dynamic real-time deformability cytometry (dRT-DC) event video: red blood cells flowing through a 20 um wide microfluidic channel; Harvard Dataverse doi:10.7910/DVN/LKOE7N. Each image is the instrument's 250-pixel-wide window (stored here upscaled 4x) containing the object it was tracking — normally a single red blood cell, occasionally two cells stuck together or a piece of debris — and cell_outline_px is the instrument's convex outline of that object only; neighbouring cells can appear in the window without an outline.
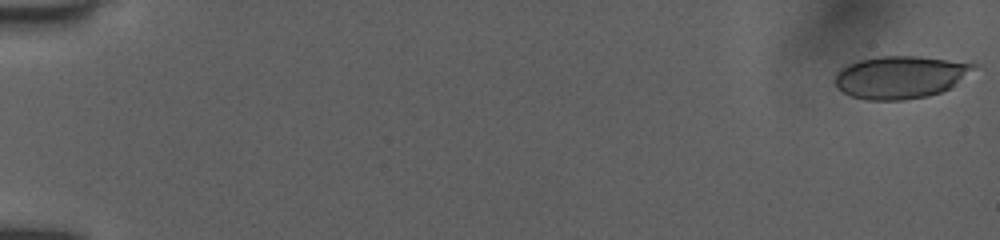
{"species": "human", "species_latin": "Homo sapiens", "temperature_condition": "room temperature", "stored_images_in_passage": 11, "camera_frame_rate_fps": 3000, "um_per_image_px": 0.085, "donor": {"sex": "female"}, "frame": {"image": 1, "passage_image": 1, "time_ms": 0.0, "image_size_px": [1000, 240], "cell_outline_px": [[972, 64], [948, 88], [940, 92], [928, 96], [904, 100], [868, 100], [852, 96], [844, 92], [836, 84], [836, 76], [840, 68], [848, 64], [860, 60], [880, 56], [916, 56]], "centroid_in_image_um": [76.35, 6.57], "position_along_channel_um": 8.6, "area_um2": 32.89}}
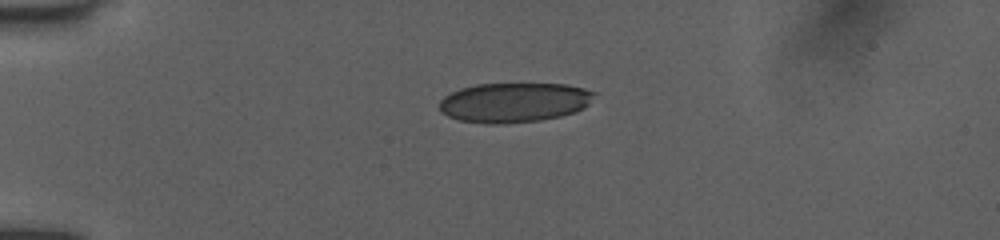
{"frame": {"image": 2, "passage_image": 7, "time_ms": 4.333, "image_size_px": [1000, 240], "cell_outline_px": [[596, 92], [588, 104], [584, 108], [560, 116], [540, 120], [500, 124], [484, 124], [460, 120], [448, 116], [440, 112], [440, 100], [444, 96], [460, 88], [476, 84], [568, 84], [584, 88]], "centroid_in_image_um": [43.68, 8.71], "position_along_channel_um": 41.3, "area_um2": 35.78}}
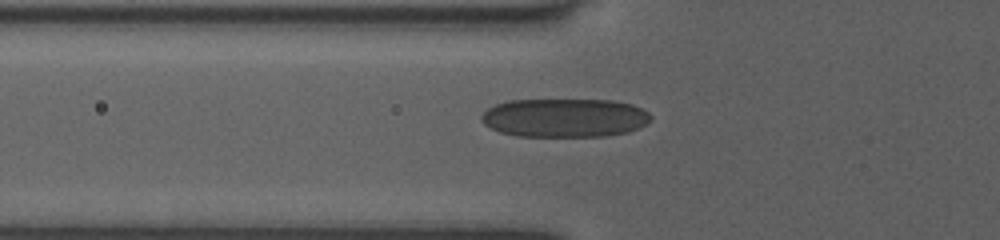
{"frame": {"image": 3, "passage_image": 10, "time_ms": 6.333, "image_size_px": [1000, 240], "cell_outline_px": [[652, 120], [628, 132], [604, 136], [516, 136], [500, 132], [484, 124], [480, 120], [480, 116], [488, 108], [496, 104], [508, 100], [612, 100], [632, 104], [648, 112], [652, 116]], "centroid_in_image_um": [47.98, 10.01], "position_along_channel_um": 77.8, "area_um2": 38.26}}